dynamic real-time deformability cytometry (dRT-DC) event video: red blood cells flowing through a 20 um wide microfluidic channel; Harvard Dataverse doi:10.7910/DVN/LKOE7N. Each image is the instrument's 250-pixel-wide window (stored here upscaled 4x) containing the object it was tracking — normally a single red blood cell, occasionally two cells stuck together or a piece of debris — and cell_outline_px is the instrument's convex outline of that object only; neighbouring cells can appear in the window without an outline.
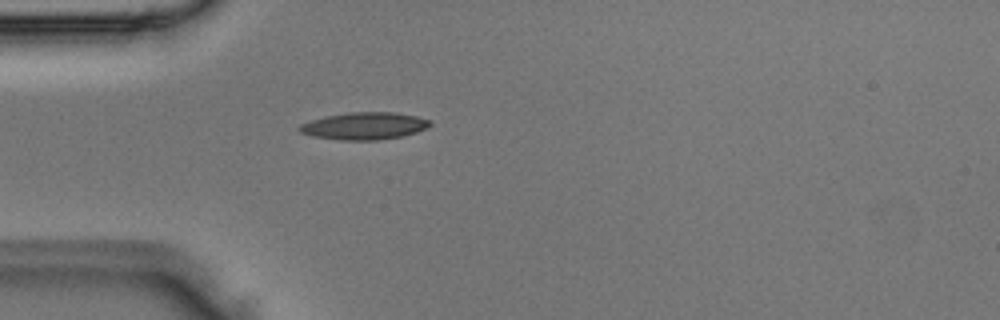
{"species": "Egyptian fruit bat (a non-hibernating species)", "species_latin": "Rousettus aegyptiacus", "temperature_condition": "room temperature", "stored_images_in_passage": 1, "camera_frame_rate_fps": 3000, "um_per_image_px": 0.085, "animal": {"sex": "male"}, "frame": {"image": 1, "passage_image": 1, "time_ms": 0.0, "image_size_px": [1000, 320], "cell_outline_px": [[432, 124], [428, 128], [416, 132], [400, 136], [376, 140], [340, 140], [312, 136], [300, 132], [296, 128], [300, 124], [324, 116], [348, 112], [396, 112], [416, 116], [432, 120]], "centroid_in_image_um": [30.96, 10.69], "position_along_channel_um": 54.0, "area_um2": 20.87}}